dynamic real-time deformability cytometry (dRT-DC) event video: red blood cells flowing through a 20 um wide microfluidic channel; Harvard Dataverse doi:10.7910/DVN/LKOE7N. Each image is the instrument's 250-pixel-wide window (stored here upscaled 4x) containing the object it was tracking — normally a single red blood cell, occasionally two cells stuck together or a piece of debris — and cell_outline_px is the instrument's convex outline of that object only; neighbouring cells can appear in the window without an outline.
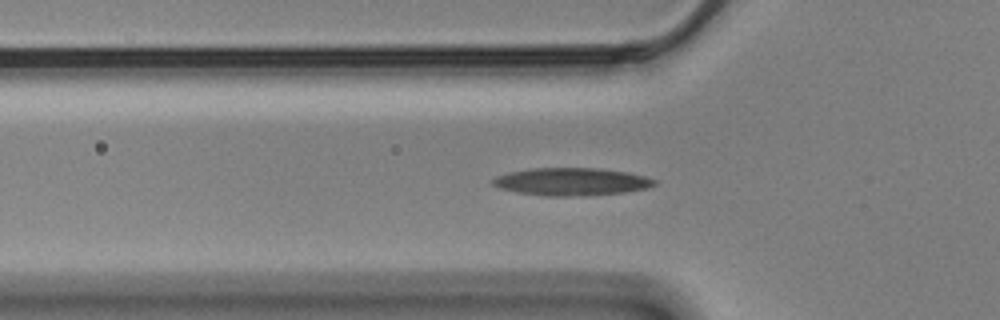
{"species": "Egyptian fruit bat (a non-hibernating species)", "species_latin": "Rousettus aegyptiacus", "temperature_condition": "cold", "stored_images_in_passage": 56, "camera_frame_rate_fps": 3000, "um_per_image_px": 0.085, "animal": {"sex": "male"}, "frame": {"image": 1, "passage_image": 17, "time_ms": 5.333, "image_size_px": [1000, 320], "cell_outline_px": [[656, 184], [648, 188], [624, 192], [584, 196], [548, 196], [516, 192], [500, 188], [492, 184], [488, 180], [496, 176], [508, 172], [532, 168], [596, 168], [628, 172], [644, 176], [656, 180]], "centroid_in_image_um": [48.54, 15.44], "position_along_channel_um": 77.3, "area_um2": 26.18}}
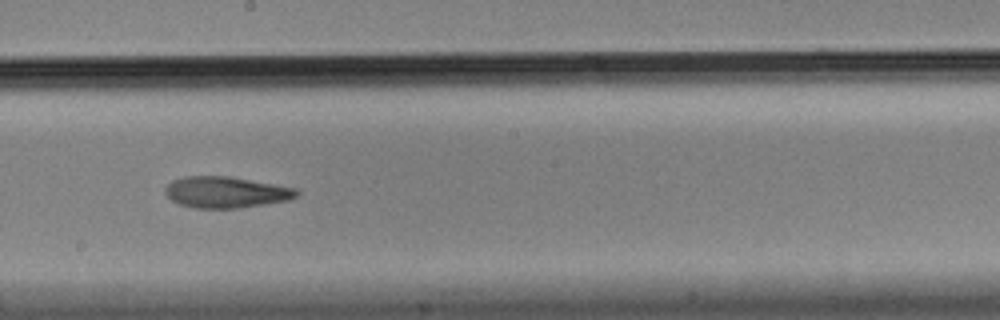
{"frame": {"image": 2, "passage_image": 30, "time_ms": 9.667, "image_size_px": [1000, 320], "cell_outline_px": [[300, 192], [296, 196], [288, 200], [240, 208], [196, 208], [180, 204], [172, 200], [164, 192], [164, 188], [172, 180], [184, 176], [228, 176], [296, 188]], "centroid_in_image_um": [19.18, 16.33], "position_along_channel_um": 229.0, "area_um2": 23.81}}
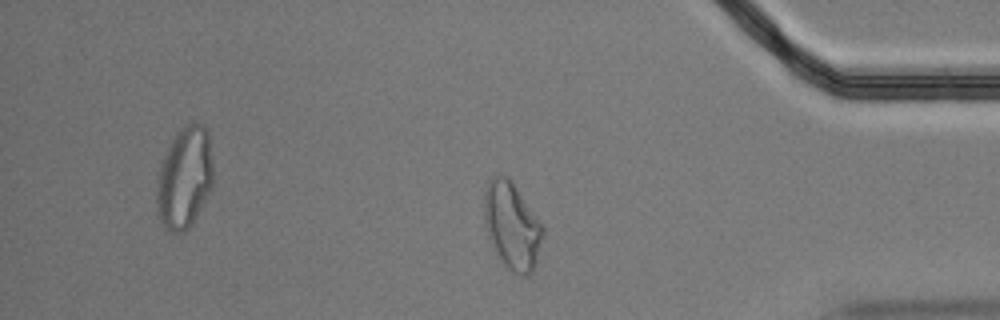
{"frame": {"image": 3, "passage_image": 46, "time_ms": 15.0, "image_size_px": [1000, 320], "cell_outline_px": [[544, 232], [536, 264], [532, 272], [524, 276], [520, 276], [512, 272], [496, 256], [488, 236], [484, 216], [484, 188], [488, 180], [496, 176], [508, 176], [544, 224]], "centroid_in_image_um": [43.53, 19.2], "position_along_channel_um": 391.7, "area_um2": 30.11}, "authors_computed_cell_mechanics": {"area_um2": 24.9985, "velocity_mm_per_s": 3.4823, "shape_relaxation_time_tau1_ms": null, "shape_relaxation_time_tau2_ms": 5.5236, "deformation_change_tau1": null, "deformation_change_tau2": 0.1311}}